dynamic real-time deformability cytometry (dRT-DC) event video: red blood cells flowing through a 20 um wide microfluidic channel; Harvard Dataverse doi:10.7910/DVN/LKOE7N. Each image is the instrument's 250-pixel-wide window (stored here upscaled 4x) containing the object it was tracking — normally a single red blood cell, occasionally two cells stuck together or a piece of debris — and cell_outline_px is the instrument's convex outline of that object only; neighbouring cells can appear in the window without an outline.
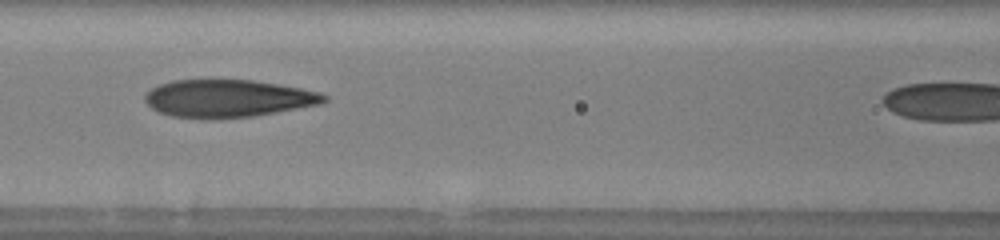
{"species": "human", "species_latin": "Homo sapiens", "temperature_condition": "warm", "stored_images_in_passage": 32, "camera_frame_rate_fps": 3000, "um_per_image_px": 0.085, "donor": {"sex": "male"}, "frame": {"image": 1, "passage_image": 13, "time_ms": 2.667, "image_size_px": [1000, 240], "cell_outline_px": [[328, 100], [324, 104], [252, 116], [212, 120], [200, 120], [172, 116], [160, 112], [152, 108], [144, 100], [144, 96], [152, 88], [160, 84], [172, 80], [216, 76], [252, 80], [280, 84], [320, 92], [328, 96]], "centroid_in_image_um": [19.36, 8.34], "position_along_channel_um": 147.2, "area_um2": 40.86}}
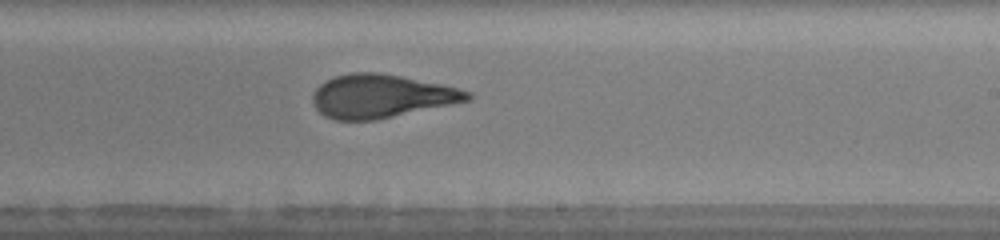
{"frame": {"image": 2, "passage_image": 26, "time_ms": 5.333, "image_size_px": [1000, 240], "cell_outline_px": [[472, 100], [376, 120], [336, 120], [324, 116], [316, 108], [312, 100], [312, 96], [316, 88], [324, 80], [336, 76], [352, 72], [380, 72], [440, 84], [472, 92]], "centroid_in_image_um": [32.39, 8.17], "position_along_channel_um": 256.6, "area_um2": 39.13}}